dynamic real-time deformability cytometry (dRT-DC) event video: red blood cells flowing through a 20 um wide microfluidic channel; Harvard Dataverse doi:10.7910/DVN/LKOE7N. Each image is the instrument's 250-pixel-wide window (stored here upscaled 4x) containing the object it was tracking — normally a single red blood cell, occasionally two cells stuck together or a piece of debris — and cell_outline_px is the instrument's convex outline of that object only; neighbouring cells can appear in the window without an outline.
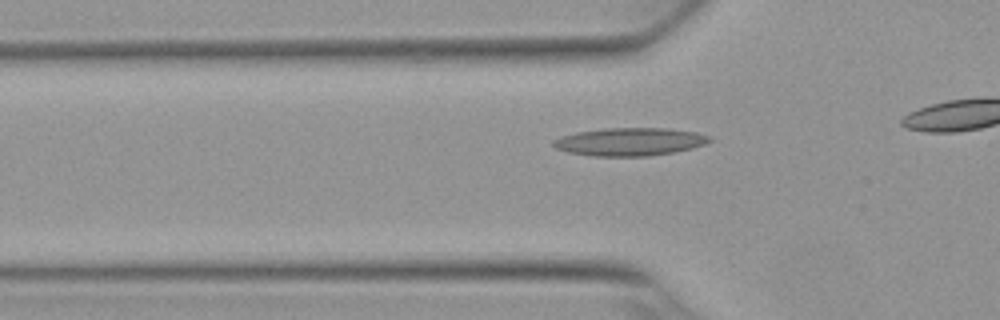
{"species": "Egyptian fruit bat (a non-hibernating species)", "species_latin": "Rousettus aegyptiacus", "temperature_condition": "warm", "stored_images_in_passage": 21, "camera_frame_rate_fps": 3000, "um_per_image_px": 0.085, "animal": {"sex": "female"}, "frame": {"image": 1, "passage_image": 5, "time_ms": 1.333, "image_size_px": [1000, 320], "cell_outline_px": [[712, 140], [704, 144], [692, 148], [672, 152], [648, 156], [592, 156], [568, 152], [556, 148], [552, 144], [552, 140], [560, 136], [576, 132], [604, 128], [664, 128], [696, 132], [708, 136]], "centroid_in_image_um": [53.48, 12.04], "position_along_channel_um": 72.3, "area_um2": 25.37}}
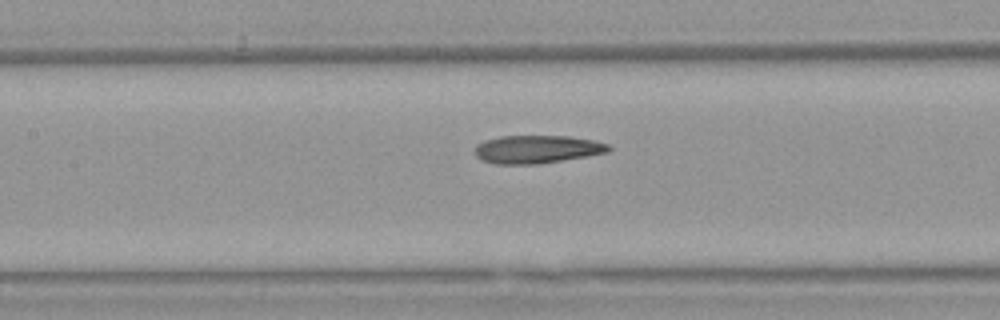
{"frame": {"image": 2, "passage_image": 12, "time_ms": 3.667, "image_size_px": [1000, 320], "cell_outline_px": [[612, 148], [608, 152], [536, 164], [496, 164], [480, 160], [476, 156], [476, 144], [484, 140], [500, 136], [568, 136], [592, 140], [608, 144]], "centroid_in_image_um": [45.6, 12.68], "position_along_channel_um": 161.8, "area_um2": 21.68}}
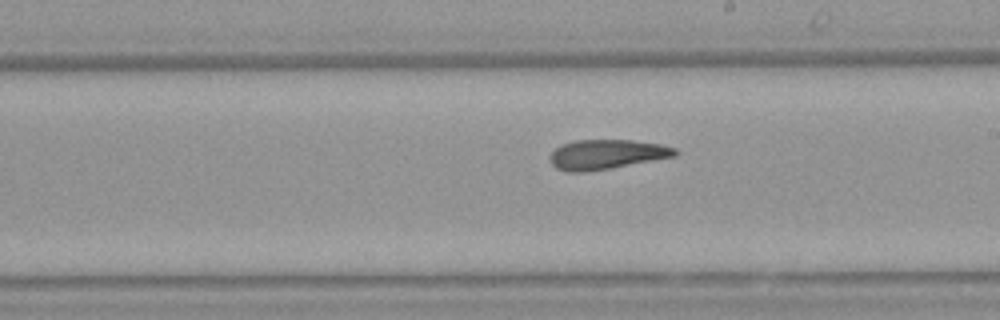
{"frame": {"image": 3, "passage_image": 18, "time_ms": 5.667, "image_size_px": [1000, 320], "cell_outline_px": [[680, 152], [676, 156], [588, 172], [568, 172], [556, 168], [548, 160], [548, 156], [560, 144], [576, 140], [632, 140], [660, 144], [676, 148]], "centroid_in_image_um": [51.53, 13.12], "position_along_channel_um": 237.5, "area_um2": 21.79}}